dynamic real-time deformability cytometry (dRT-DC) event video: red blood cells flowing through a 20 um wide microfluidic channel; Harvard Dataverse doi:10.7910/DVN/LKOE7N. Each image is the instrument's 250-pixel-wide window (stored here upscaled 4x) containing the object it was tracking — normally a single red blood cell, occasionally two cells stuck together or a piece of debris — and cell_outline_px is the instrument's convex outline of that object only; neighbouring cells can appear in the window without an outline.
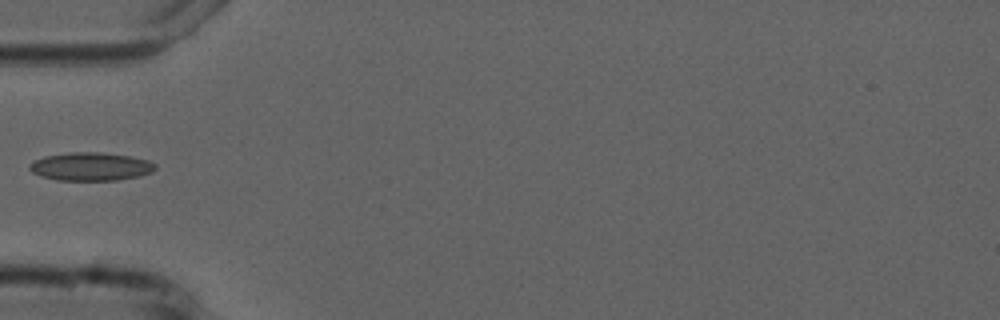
{"species": "common noctule bat (a hibernating species)", "species_latin": "Nyctalus noctula", "temperature_condition": "cold", "stored_images_in_passage": 3, "camera_frame_rate_fps": 3000, "um_per_image_px": 0.085, "animal": {"sex": "male", "forearm_length_mm": 52.5}, "frame": {"image": 1, "passage_image": 3, "time_ms": 2.333, "image_size_px": [1000, 320], "cell_outline_px": [[156, 168], [152, 172], [140, 176], [116, 180], [56, 180], [40, 176], [32, 172], [28, 168], [28, 164], [44, 156], [68, 152], [100, 152], [128, 156], [148, 160], [156, 164]], "centroid_in_image_um": [7.69, 14.16], "position_along_channel_um": 77.3, "area_um2": 20.75}}